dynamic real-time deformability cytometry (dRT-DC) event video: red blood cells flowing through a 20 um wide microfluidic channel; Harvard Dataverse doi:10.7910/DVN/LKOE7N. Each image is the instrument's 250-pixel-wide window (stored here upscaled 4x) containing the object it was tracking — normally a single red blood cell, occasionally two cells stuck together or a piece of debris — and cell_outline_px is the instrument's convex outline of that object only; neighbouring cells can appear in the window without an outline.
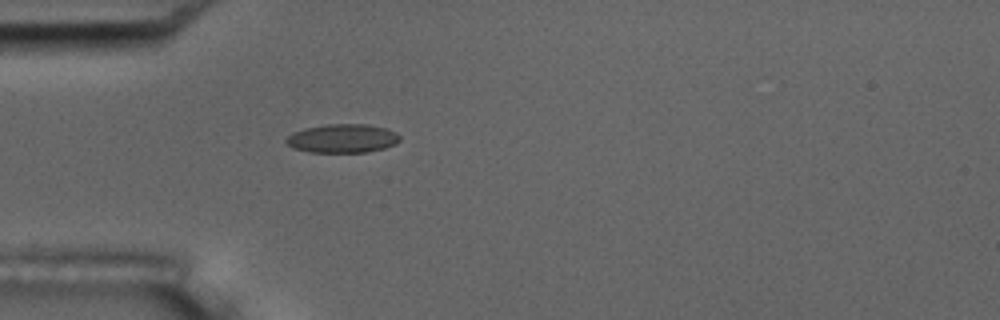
{"species": "common noctule bat (a hibernating species)", "species_latin": "Nyctalus noctula", "temperature_condition": "room temperature", "stored_images_in_passage": 1, "camera_frame_rate_fps": 3000, "um_per_image_px": 0.085, "animal": {"sex": "male", "body_mass_g": 17.5, "forearm_length_mm": 52.3}, "frame": {"image": 1, "passage_image": 1, "time_ms": 0.0, "image_size_px": [1000, 320], "cell_outline_px": [[400, 140], [396, 144], [384, 148], [364, 152], [312, 152], [292, 148], [284, 140], [292, 132], [304, 128], [328, 124], [368, 124], [388, 128], [396, 132], [400, 136]], "centroid_in_image_um": [29.12, 11.75], "position_along_channel_um": 55.9, "area_um2": 19.13}}